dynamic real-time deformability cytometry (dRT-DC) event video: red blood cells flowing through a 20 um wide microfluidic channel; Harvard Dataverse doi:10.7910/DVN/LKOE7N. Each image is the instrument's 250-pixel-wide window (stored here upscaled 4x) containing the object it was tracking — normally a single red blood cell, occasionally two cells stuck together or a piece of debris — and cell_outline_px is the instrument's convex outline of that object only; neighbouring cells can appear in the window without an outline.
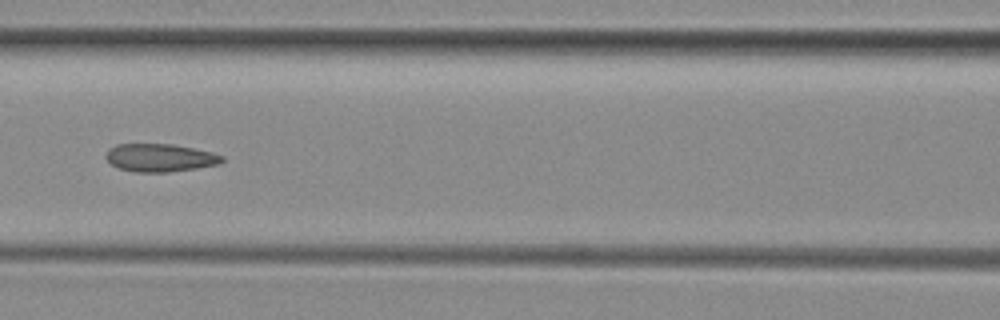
{"species": "common noctule bat (a hibernating species)", "species_latin": "Nyctalus noctula", "temperature_condition": "room temperature", "stored_images_in_passage": 37, "camera_frame_rate_fps": 3000, "um_per_image_px": 0.085, "animal": {"sex": "female", "body_mass_g": 29.2, "forearm_length_mm": 56.3}, "frame": {"image": 1, "passage_image": 16, "time_ms": 5.0, "image_size_px": [1000, 320], "cell_outline_px": [[224, 160], [220, 164], [196, 168], [168, 172], [136, 172], [120, 168], [112, 164], [104, 156], [116, 144], [172, 144], [212, 152], [224, 156]], "centroid_in_image_um": [13.64, 13.41], "position_along_channel_um": 153.0, "area_um2": 18.73}}
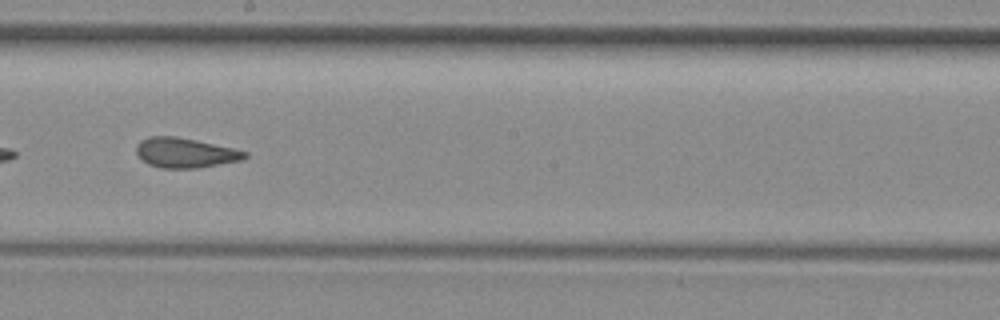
{"frame": {"image": 2, "passage_image": 22, "time_ms": 7.0, "image_size_px": [1000, 320], "cell_outline_px": [[248, 156], [240, 160], [196, 168], [160, 168], [148, 164], [136, 152], [136, 148], [140, 140], [148, 136], [172, 136], [196, 140], [232, 148], [248, 152]], "centroid_in_image_um": [15.72, 12.98], "position_along_channel_um": 232.5, "area_um2": 18.61}, "authors_computed_cell_mechanics": {"area_um2": 19.2474, "velocity_mm_per_s": 3.9845, "shape_relaxation_time_tau1_ms": null, "shape_relaxation_time_tau2_ms": 1.8987, "deformation_change_tau1": null, "deformation_change_tau2": 0.0969}}